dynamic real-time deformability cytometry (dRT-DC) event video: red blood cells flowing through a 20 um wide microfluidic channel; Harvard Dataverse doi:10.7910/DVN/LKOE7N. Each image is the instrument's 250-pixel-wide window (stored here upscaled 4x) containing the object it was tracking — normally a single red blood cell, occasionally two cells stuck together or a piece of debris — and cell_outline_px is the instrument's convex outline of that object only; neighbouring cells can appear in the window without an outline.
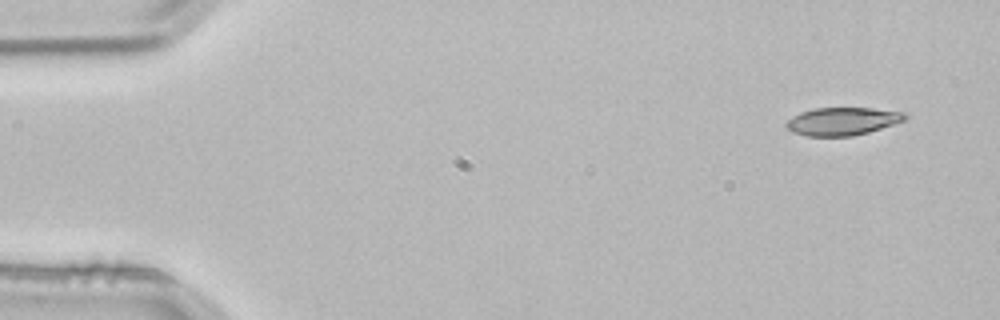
{"species": "common noctule bat (a hibernating species)", "species_latin": "Nyctalus noctula", "temperature_condition": "room temperature", "stored_images_in_passage": 3, "camera_frame_rate_fps": 3000, "um_per_image_px": 0.085, "animal": {"sex": "male", "body_mass_g": 21.5, "forearm_length_mm": 52.0}, "frame": {"image": 1, "passage_image": 1, "time_ms": 0.0, "image_size_px": [1000, 320], "cell_outline_px": [[908, 120], [868, 132], [852, 136], [808, 136], [792, 132], [784, 124], [792, 116], [800, 112], [816, 108], [872, 108], [904, 112], [908, 116]], "centroid_in_image_um": [71.63, 10.31], "position_along_channel_um": 13.4, "area_um2": 19.36}}
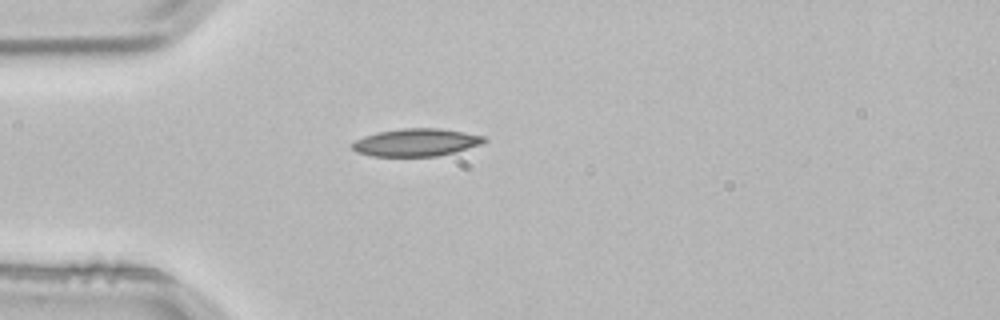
{"frame": {"image": 2, "passage_image": 3, "time_ms": 0.667, "image_size_px": [1000, 320], "cell_outline_px": [[488, 140], [480, 144], [452, 152], [436, 156], [372, 156], [356, 152], [352, 148], [352, 144], [356, 140], [364, 136], [376, 132], [400, 128], [440, 128], [464, 132], [484, 136]], "centroid_in_image_um": [35.34, 12.09], "position_along_channel_um": 49.7, "area_um2": 21.1}}